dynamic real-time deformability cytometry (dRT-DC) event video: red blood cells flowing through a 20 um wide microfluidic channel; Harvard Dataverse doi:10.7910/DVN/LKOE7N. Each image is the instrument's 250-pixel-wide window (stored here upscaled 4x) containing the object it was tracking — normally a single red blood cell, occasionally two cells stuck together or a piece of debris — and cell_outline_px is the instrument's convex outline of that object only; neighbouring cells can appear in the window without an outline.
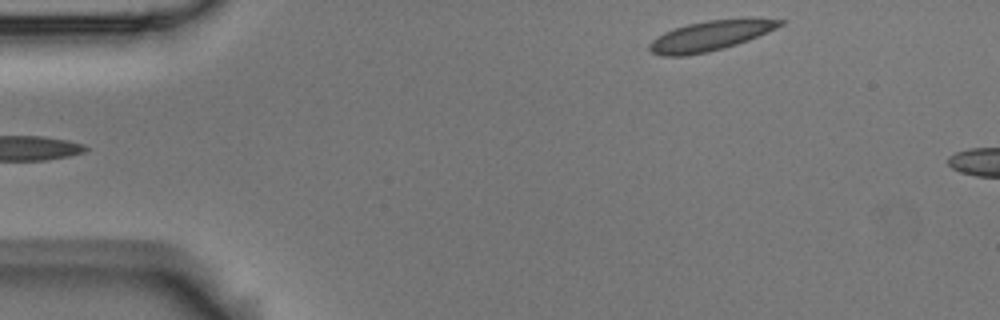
{"species": "Egyptian fruit bat (a non-hibernating species)", "species_latin": "Rousettus aegyptiacus", "temperature_condition": "room temperature", "stored_images_in_passage": 4, "camera_frame_rate_fps": 3000, "um_per_image_px": 0.085, "animal": {"sex": "male"}, "frame": {"image": 1, "passage_image": 4, "time_ms": 1.0, "image_size_px": [1000, 320], "cell_outline_px": [[788, 20], [784, 24], [768, 32], [748, 40], [724, 48], [708, 52], [684, 56], [660, 56], [652, 52], [648, 48], [648, 44], [656, 36], [664, 32], [688, 24], [708, 20]], "centroid_in_image_um": [60.28, 3.08], "position_along_channel_um": 24.7, "area_um2": 22.25}}